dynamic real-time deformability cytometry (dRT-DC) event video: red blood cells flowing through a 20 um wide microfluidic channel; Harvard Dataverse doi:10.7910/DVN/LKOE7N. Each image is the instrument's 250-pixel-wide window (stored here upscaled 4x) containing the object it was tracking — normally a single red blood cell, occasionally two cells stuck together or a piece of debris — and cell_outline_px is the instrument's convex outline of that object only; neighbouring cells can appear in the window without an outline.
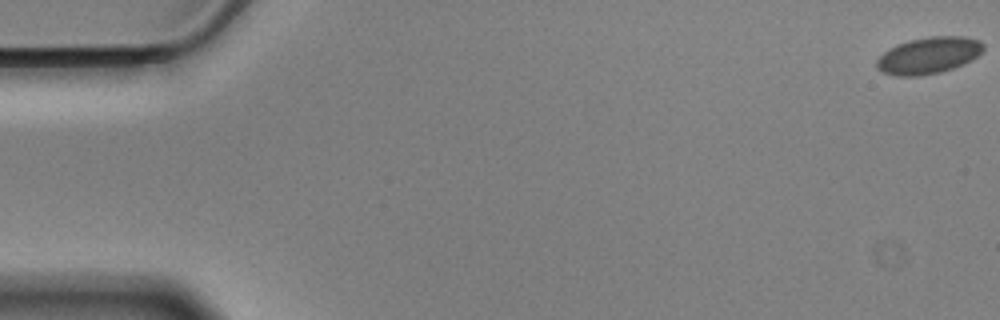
{"species": "Egyptian fruit bat (a non-hibernating species)", "species_latin": "Rousettus aegyptiacus", "temperature_condition": "cold", "stored_images_in_passage": 9, "camera_frame_rate_fps": 3000, "um_per_image_px": 0.085, "animal": {"sex": "male"}, "frame": {"image": 1, "passage_image": 1, "time_ms": 0.0, "image_size_px": [1000, 320], "cell_outline_px": [[984, 48], [976, 56], [964, 64], [940, 72], [920, 76], [896, 76], [884, 72], [876, 68], [876, 60], [888, 48], [896, 44], [908, 40], [928, 36], [964, 36], [980, 40], [984, 44]], "centroid_in_image_um": [78.91, 4.7], "position_along_channel_um": 6.1, "area_um2": 22.89}}